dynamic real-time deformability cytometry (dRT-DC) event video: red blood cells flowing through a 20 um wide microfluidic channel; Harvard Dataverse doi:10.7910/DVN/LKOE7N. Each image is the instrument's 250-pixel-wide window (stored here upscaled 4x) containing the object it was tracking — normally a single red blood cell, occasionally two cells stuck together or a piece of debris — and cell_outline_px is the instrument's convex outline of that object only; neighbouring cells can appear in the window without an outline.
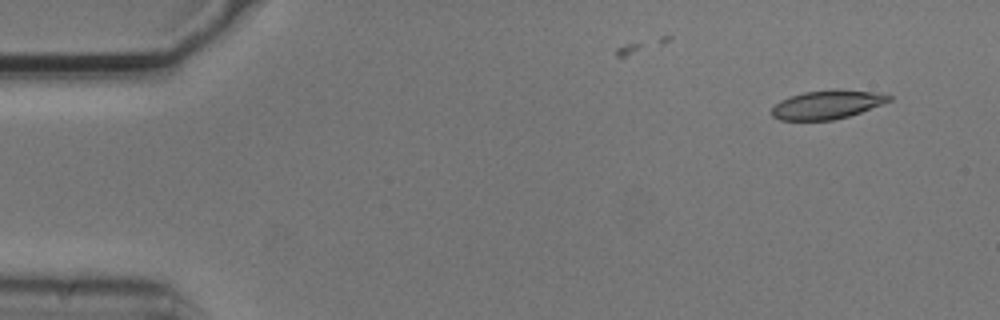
{"species": "common noctule bat (a hibernating species)", "species_latin": "Nyctalus noctula", "temperature_condition": "cold", "stored_images_in_passage": 4, "camera_frame_rate_fps": 3000, "um_per_image_px": 0.085, "animal": {"sex": "male", "body_mass_g": 20.5, "forearm_length_mm": 52.5}, "frame": {"image": 1, "passage_image": 1, "time_ms": 0.0, "image_size_px": [1000, 320], "cell_outline_px": [[892, 100], [860, 112], [848, 116], [832, 120], [780, 120], [772, 116], [772, 108], [780, 100], [804, 92], [832, 88], [836, 88], [872, 92], [892, 96]], "centroid_in_image_um": [70.29, 8.88], "position_along_channel_um": 14.7, "area_um2": 19.54}}